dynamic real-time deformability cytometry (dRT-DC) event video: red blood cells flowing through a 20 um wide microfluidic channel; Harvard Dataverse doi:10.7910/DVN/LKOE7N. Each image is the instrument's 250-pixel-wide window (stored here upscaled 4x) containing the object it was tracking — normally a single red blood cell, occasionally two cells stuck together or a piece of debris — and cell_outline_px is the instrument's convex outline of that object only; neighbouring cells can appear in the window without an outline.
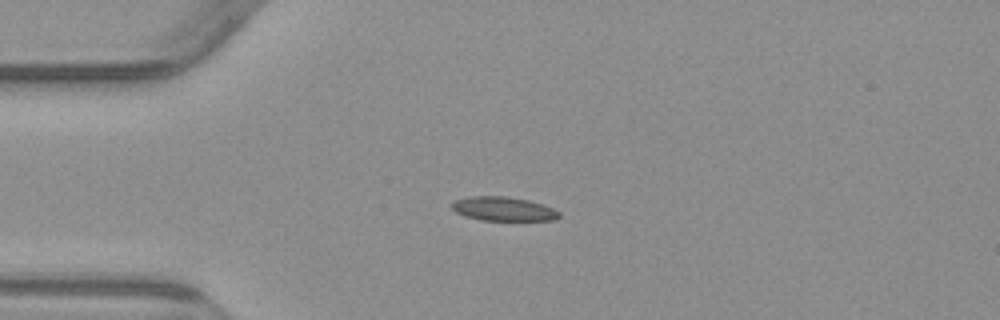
{"species": "common noctule bat (a hibernating species)", "species_latin": "Nyctalus noctula", "temperature_condition": "warm", "stored_images_in_passage": 3, "camera_frame_rate_fps": 3000, "um_per_image_px": 0.085, "animal": {"sex": "male", "body_mass_g": 23.1, "forearm_length_mm": 52.7}, "frame": {"image": 1, "passage_image": 2, "time_ms": 2.667, "image_size_px": [1000, 320], "cell_outline_px": [[560, 216], [556, 220], [480, 220], [464, 216], [456, 212], [452, 208], [452, 204], [456, 200], [472, 196], [504, 196], [528, 200], [544, 204], [560, 212]], "centroid_in_image_um": [42.81, 17.76], "position_along_channel_um": 42.2, "area_um2": 14.97}}